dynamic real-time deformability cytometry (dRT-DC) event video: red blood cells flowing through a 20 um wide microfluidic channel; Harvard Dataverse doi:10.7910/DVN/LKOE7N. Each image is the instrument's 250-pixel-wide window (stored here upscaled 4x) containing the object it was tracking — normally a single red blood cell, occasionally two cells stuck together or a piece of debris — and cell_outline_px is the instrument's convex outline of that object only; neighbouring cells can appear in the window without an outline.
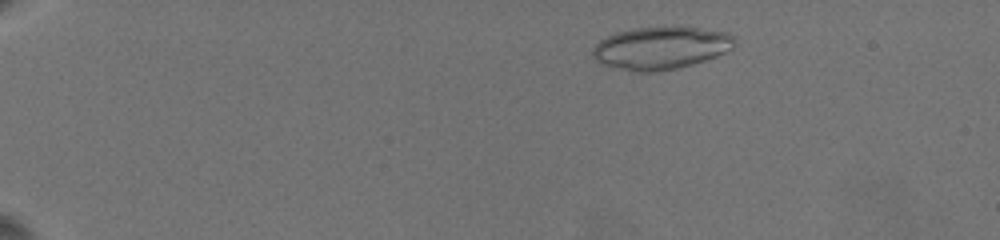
{"species": "common noctule bat (a hibernating species)", "species_latin": "Nyctalus noctula", "temperature_condition": "warm", "stored_images_in_passage": 28, "camera_frame_rate_fps": 3000, "um_per_image_px": 0.085, "animal": {"sex": "female", "body_mass_g": 19.5, "forearm_length_mm": 54.1}, "frame": {"image": 1, "passage_image": 4, "time_ms": 2.0, "image_size_px": [1000, 240], "cell_outline_px": [[736, 44], [732, 48], [716, 56], [692, 64], [676, 68], [652, 72], [636, 72], [604, 64], [596, 60], [592, 56], [592, 48], [600, 40], [616, 32], [632, 28], [700, 28], [728, 32], [736, 36]], "centroid_in_image_um": [56.19, 4.07], "position_along_channel_um": 28.8, "area_um2": 34.85}}
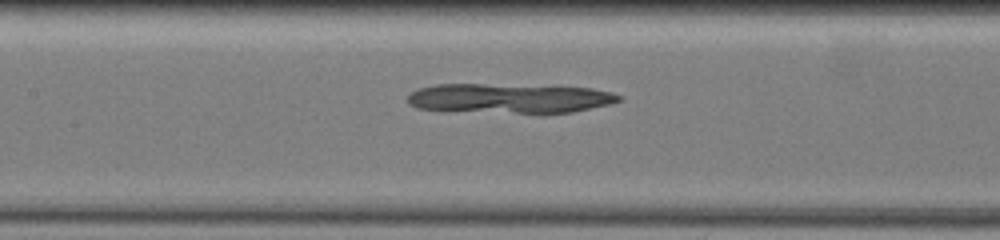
{"frame": {"image": 2, "passage_image": 22, "time_ms": 9.333, "image_size_px": [1000, 240], "cell_outline_px": [[624, 100], [608, 104], [572, 112], [544, 116], [540, 116], [416, 108], [408, 104], [408, 96], [412, 92], [420, 88], [436, 84], [484, 84], [592, 88], [612, 92], [624, 96]], "centroid_in_image_um": [43.38, 8.4], "position_along_channel_um": 164.0, "area_um2": 37.51}}
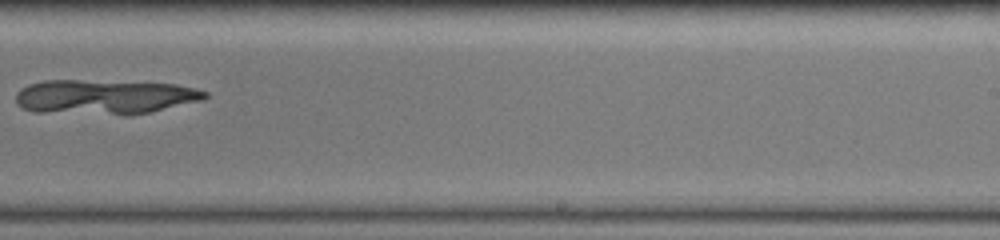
{"frame": {"image": 3, "passage_image": 27, "time_ms": 12.667, "image_size_px": [1000, 240], "cell_outline_px": [[208, 96], [204, 100], [152, 112], [132, 116], [124, 116], [36, 112], [24, 108], [16, 104], [16, 92], [20, 88], [28, 84], [44, 80], [80, 80], [176, 84], [196, 88], [208, 92]], "centroid_in_image_um": [8.91, 8.26], "position_along_channel_um": 280.1, "area_um2": 39.02}}